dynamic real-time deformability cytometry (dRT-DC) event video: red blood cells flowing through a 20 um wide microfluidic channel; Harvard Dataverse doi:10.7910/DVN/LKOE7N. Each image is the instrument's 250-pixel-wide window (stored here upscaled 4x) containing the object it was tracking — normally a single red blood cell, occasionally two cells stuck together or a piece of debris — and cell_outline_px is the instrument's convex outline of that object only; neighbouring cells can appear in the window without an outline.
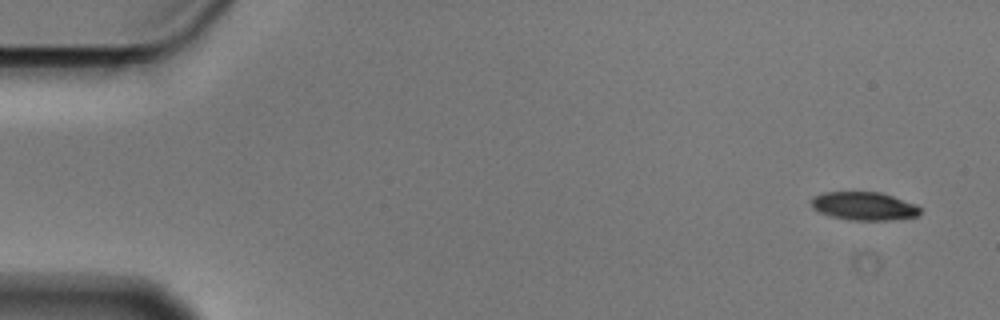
{"species": "Egyptian fruit bat (a non-hibernating species)", "species_latin": "Rousettus aegyptiacus", "temperature_condition": "cold", "stored_images_in_passage": 5, "camera_frame_rate_fps": 3000, "um_per_image_px": 0.085, "animal": {"sex": "male"}, "frame": {"image": 1, "passage_image": 1, "time_ms": 0.0, "image_size_px": [1000, 320], "cell_outline_px": [[920, 212], [916, 216], [892, 220], [848, 220], [832, 216], [820, 212], [812, 208], [812, 196], [824, 192], [880, 192], [916, 204], [920, 208]], "centroid_in_image_um": [73.43, 17.51], "position_along_channel_um": 11.6, "area_um2": 17.86}}
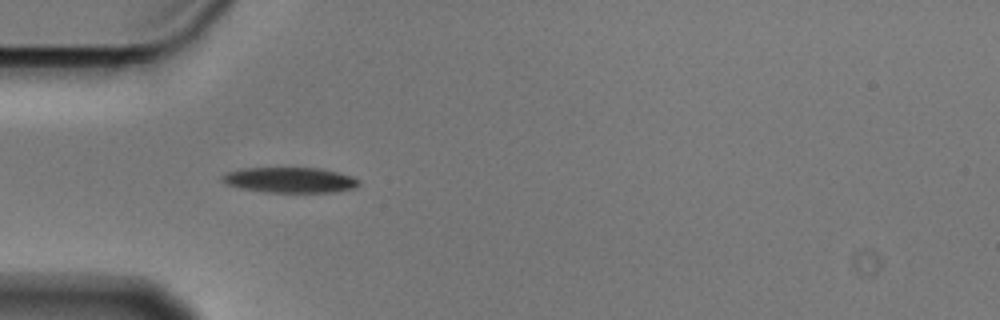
{"frame": {"image": 2, "passage_image": 5, "time_ms": 1.333, "image_size_px": [1000, 320], "cell_outline_px": [[360, 184], [356, 188], [332, 192], [264, 192], [240, 188], [224, 184], [220, 180], [220, 176], [228, 172], [240, 168], [320, 168], [352, 176], [360, 180]], "centroid_in_image_um": [24.61, 15.3], "position_along_channel_um": 60.4, "area_um2": 20.4}}